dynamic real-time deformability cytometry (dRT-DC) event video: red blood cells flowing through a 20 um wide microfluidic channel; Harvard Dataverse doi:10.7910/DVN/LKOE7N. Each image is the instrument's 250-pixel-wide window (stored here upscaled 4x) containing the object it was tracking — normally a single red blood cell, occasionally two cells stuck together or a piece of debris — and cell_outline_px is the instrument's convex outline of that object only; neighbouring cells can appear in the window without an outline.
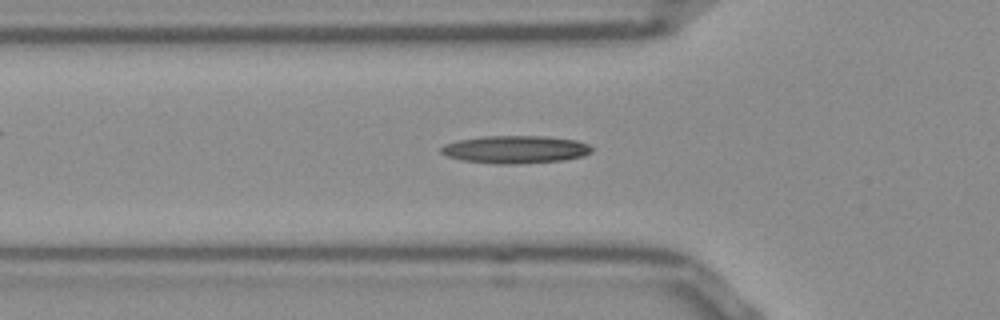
{"species": "Egyptian fruit bat (a non-hibernating species)", "species_latin": "Rousettus aegyptiacus", "temperature_condition": "room temperature", "stored_images_in_passage": 41, "camera_frame_rate_fps": 3000, "um_per_image_px": 0.085, "frame": {"image": 1, "passage_image": 13, "time_ms": 4.0, "image_size_px": [1000, 320], "cell_outline_px": [[592, 152], [584, 156], [564, 160], [516, 164], [496, 164], [464, 160], [448, 156], [440, 152], [440, 148], [444, 144], [456, 140], [480, 136], [544, 136], [576, 140], [588, 144], [592, 148]], "centroid_in_image_um": [43.8, 12.7], "position_along_channel_um": 82.0, "area_um2": 24.45}}
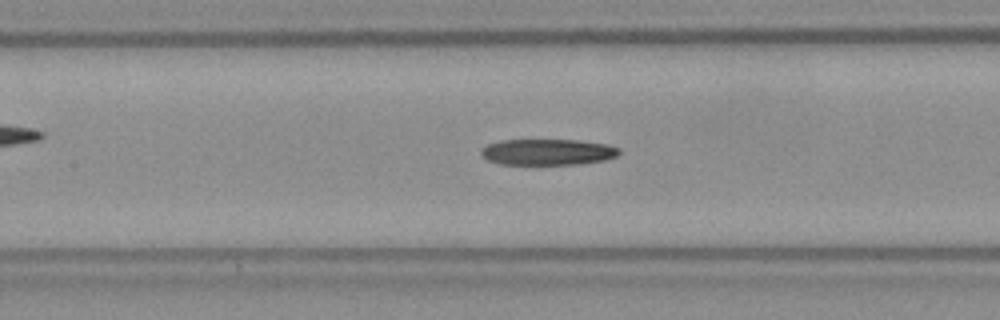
{"frame": {"image": 2, "passage_image": 19, "time_ms": 6.0, "image_size_px": [1000, 320], "cell_outline_px": [[620, 152], [616, 156], [604, 160], [580, 164], [500, 164], [488, 160], [480, 156], [480, 152], [488, 144], [500, 140], [576, 140], [608, 144], [620, 148]], "centroid_in_image_um": [46.55, 12.92], "position_along_channel_um": 160.8, "area_um2": 20.98}}
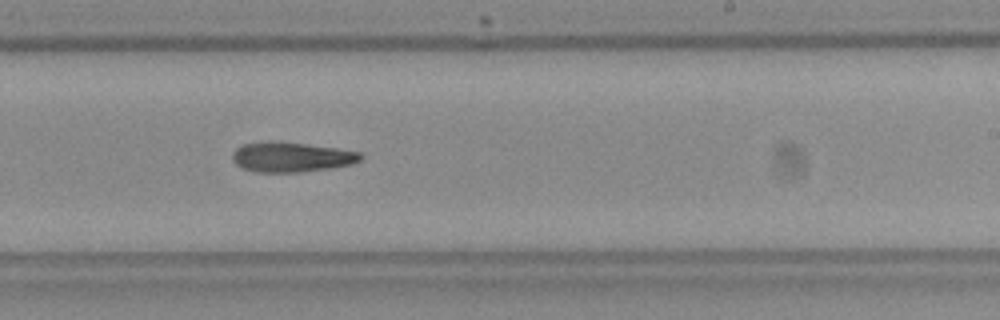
{"frame": {"image": 3, "passage_image": 27, "time_ms": 8.667, "image_size_px": [1000, 320], "cell_outline_px": [[364, 156], [360, 160], [352, 164], [328, 168], [296, 172], [256, 172], [244, 168], [236, 164], [232, 160], [232, 152], [236, 148], [244, 144], [264, 140], [280, 140], [336, 148], [360, 152]], "centroid_in_image_um": [24.73, 13.32], "position_along_channel_um": 264.3, "area_um2": 22.54}}